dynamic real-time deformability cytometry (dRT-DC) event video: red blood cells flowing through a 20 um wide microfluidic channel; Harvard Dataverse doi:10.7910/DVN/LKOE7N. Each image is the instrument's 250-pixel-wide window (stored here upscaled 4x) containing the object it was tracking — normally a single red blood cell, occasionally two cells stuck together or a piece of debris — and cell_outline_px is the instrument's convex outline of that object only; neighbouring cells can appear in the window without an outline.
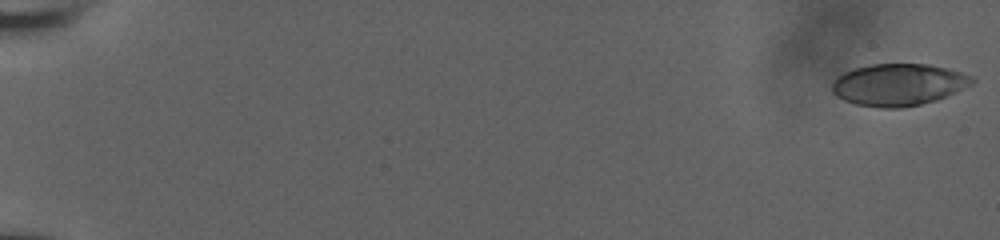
{"species": "human", "species_latin": "Homo sapiens", "temperature_condition": "room temperature", "stored_images_in_passage": 57, "camera_frame_rate_fps": 3000, "um_per_image_px": 0.085, "donor": {"sex": "male"}, "frame": {"image": 1, "passage_image": 1, "time_ms": 0.0, "image_size_px": [1000, 240], "cell_outline_px": [[976, 80], [972, 84], [956, 92], [936, 100], [920, 104], [900, 108], [880, 108], [856, 104], [844, 100], [836, 96], [832, 92], [832, 84], [844, 72], [856, 68], [872, 64], [928, 64], [960, 72], [972, 76]], "centroid_in_image_um": [76.38, 7.2], "position_along_channel_um": 8.6, "area_um2": 33.99}}
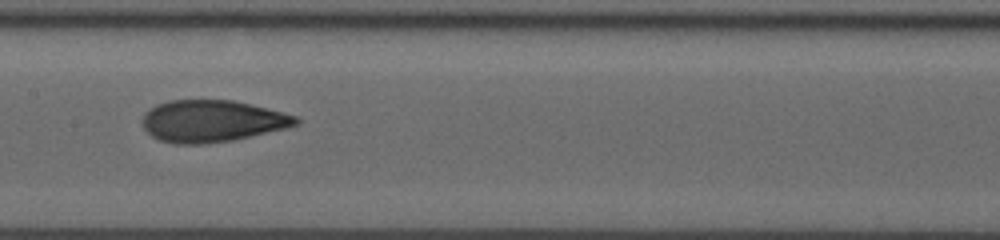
{"frame": {"image": 2, "passage_image": 32, "time_ms": 10.333, "image_size_px": [1000, 240], "cell_outline_px": [[300, 124], [288, 128], [232, 140], [204, 144], [172, 144], [160, 140], [152, 136], [144, 128], [140, 120], [144, 112], [156, 104], [168, 100], [232, 100], [296, 116], [300, 120]], "centroid_in_image_um": [17.97, 10.3], "position_along_channel_um": 189.4, "area_um2": 37.51}}
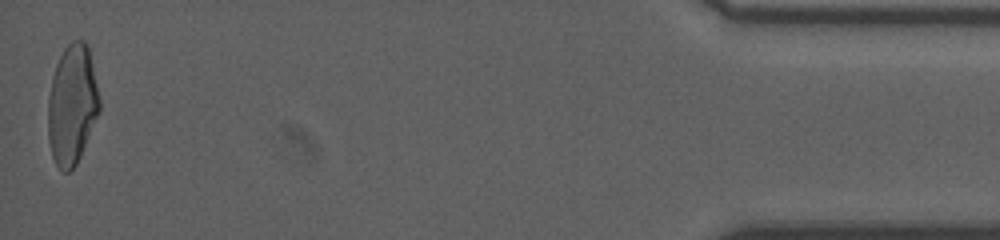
{"frame": {"image": 3, "passage_image": 57, "time_ms": 18.667, "image_size_px": [1000, 240], "cell_outline_px": [[100, 112], [80, 156], [76, 164], [68, 172], [64, 172], [56, 164], [52, 156], [48, 136], [48, 96], [52, 76], [56, 64], [64, 48], [72, 40], [84, 40], [88, 44], [100, 100]], "centroid_in_image_um": [6.13, 8.88], "position_along_channel_um": 429.1, "area_um2": 36.01}, "authors_computed_cell_mechanics": {"area_um2": 36.0094, "velocity_mm_per_s": 3.852, "shape_relaxation_time_tau1_ms": 9.6108, "shape_relaxation_time_tau2_ms": 1.45, "deformation_change_tau1": 0.2534, "deformation_change_tau2": 0.0864}}